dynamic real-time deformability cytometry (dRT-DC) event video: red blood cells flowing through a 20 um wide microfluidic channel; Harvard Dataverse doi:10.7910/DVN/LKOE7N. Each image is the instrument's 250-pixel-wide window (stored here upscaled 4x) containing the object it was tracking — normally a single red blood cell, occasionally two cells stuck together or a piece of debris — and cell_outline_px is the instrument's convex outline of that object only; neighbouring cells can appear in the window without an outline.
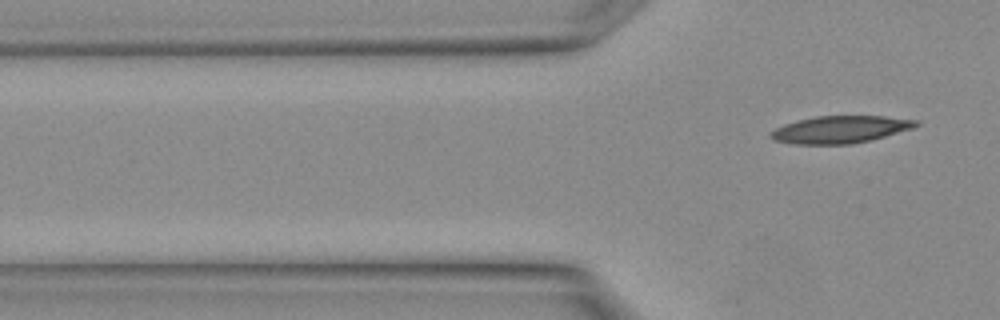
{"species": "Egyptian fruit bat (a non-hibernating species)", "species_latin": "Rousettus aegyptiacus", "temperature_condition": "warm", "stored_images_in_passage": 4, "camera_frame_rate_fps": 3000, "um_per_image_px": 0.085, "animal": {"sex": "female"}, "frame": {"image": 1, "passage_image": 4, "time_ms": 1.0, "image_size_px": [1000, 320], "cell_outline_px": [[920, 124], [912, 128], [872, 140], [852, 144], [792, 144], [772, 140], [768, 136], [768, 132], [784, 124], [796, 120], [816, 116], [884, 116], [916, 120]], "centroid_in_image_um": [71.36, 11.01], "position_along_channel_um": 54.4, "area_um2": 23.24}}